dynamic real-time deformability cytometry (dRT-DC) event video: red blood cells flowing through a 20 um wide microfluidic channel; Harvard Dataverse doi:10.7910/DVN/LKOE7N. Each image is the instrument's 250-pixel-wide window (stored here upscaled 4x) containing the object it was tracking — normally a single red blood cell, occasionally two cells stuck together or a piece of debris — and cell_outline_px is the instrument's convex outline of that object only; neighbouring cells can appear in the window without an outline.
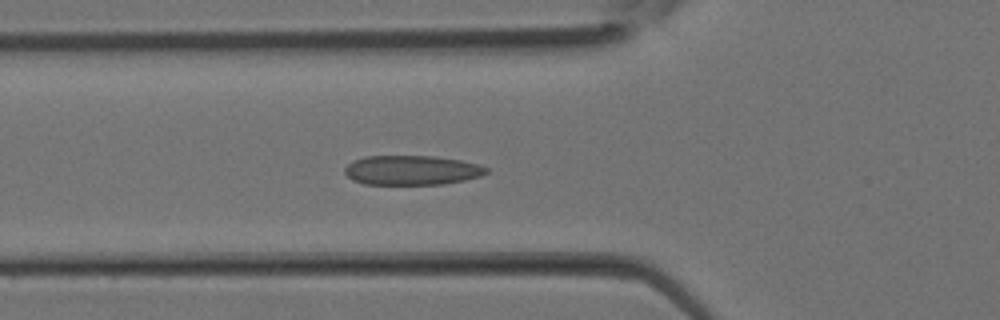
{"species": "Egyptian fruit bat (a non-hibernating species)", "species_latin": "Rousettus aegyptiacus", "temperature_condition": "room temperature", "stored_images_in_passage": 27, "camera_frame_rate_fps": 3000, "um_per_image_px": 0.085, "animal": {"sex": "female"}, "frame": {"image": 1, "passage_image": 7, "time_ms": 2.0, "image_size_px": [1000, 320], "cell_outline_px": [[488, 172], [480, 176], [464, 180], [444, 184], [364, 184], [352, 180], [344, 172], [344, 168], [348, 164], [364, 156], [436, 156], [460, 160], [480, 164], [488, 168]], "centroid_in_image_um": [35.01, 14.46], "position_along_channel_um": 90.8, "area_um2": 24.39}}
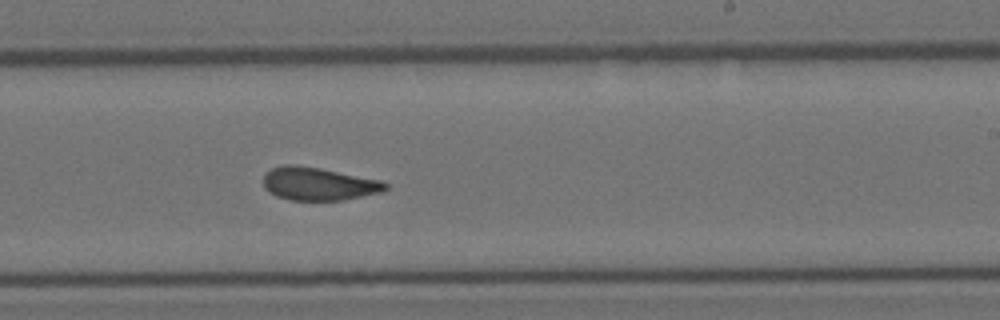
{"frame": {"image": 2, "passage_image": 15, "time_ms": 4.667, "image_size_px": [1000, 320], "cell_outline_px": [[388, 188], [380, 192], [344, 200], [288, 200], [276, 196], [268, 192], [264, 188], [264, 172], [272, 168], [284, 164], [292, 164], [320, 168], [380, 180], [388, 184]], "centroid_in_image_um": [27.03, 15.62], "position_along_channel_um": 262.0, "area_um2": 23.52}}
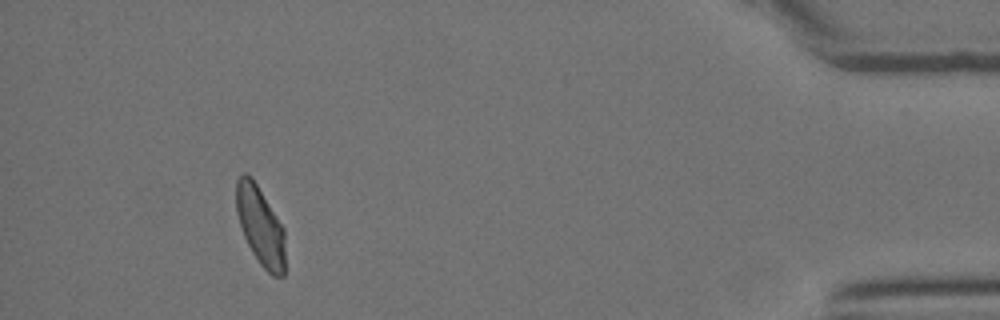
{"frame": {"image": 3, "passage_image": 25, "time_ms": 8.0, "image_size_px": [1000, 320], "cell_outline_px": [[284, 276], [272, 276], [260, 264], [252, 252], [244, 236], [236, 212], [236, 180], [244, 172], [248, 172], [252, 176], [284, 228]], "centroid_in_image_um": [22.12, 19.16], "position_along_channel_um": 413.1, "area_um2": 22.43}}